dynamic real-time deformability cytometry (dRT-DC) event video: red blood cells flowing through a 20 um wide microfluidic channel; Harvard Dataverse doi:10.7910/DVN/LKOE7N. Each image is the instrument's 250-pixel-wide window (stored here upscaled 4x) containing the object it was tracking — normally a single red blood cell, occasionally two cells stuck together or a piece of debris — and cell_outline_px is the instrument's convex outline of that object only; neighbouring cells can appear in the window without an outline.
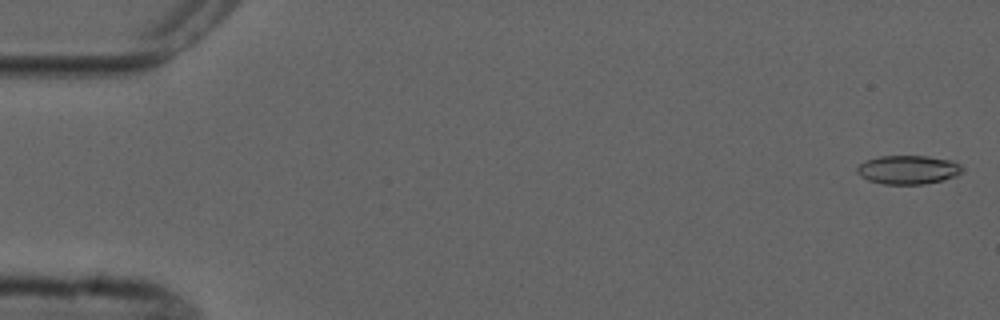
{"species": "common noctule bat (a hibernating species)", "species_latin": "Nyctalus noctula", "temperature_condition": "cold", "stored_images_in_passage": 2, "camera_frame_rate_fps": 3000, "um_per_image_px": 0.085, "animal": {"sex": "male", "forearm_length_mm": 52.5}, "frame": {"image": 1, "passage_image": 2, "time_ms": 1.333, "image_size_px": [1000, 320], "cell_outline_px": [[964, 172], [956, 176], [924, 184], [884, 184], [868, 180], [860, 176], [856, 172], [856, 168], [864, 160], [880, 156], [928, 156], [952, 160], [960, 164], [964, 168]], "centroid_in_image_um": [77.2, 14.42], "position_along_channel_um": 7.8, "area_um2": 17.8}}